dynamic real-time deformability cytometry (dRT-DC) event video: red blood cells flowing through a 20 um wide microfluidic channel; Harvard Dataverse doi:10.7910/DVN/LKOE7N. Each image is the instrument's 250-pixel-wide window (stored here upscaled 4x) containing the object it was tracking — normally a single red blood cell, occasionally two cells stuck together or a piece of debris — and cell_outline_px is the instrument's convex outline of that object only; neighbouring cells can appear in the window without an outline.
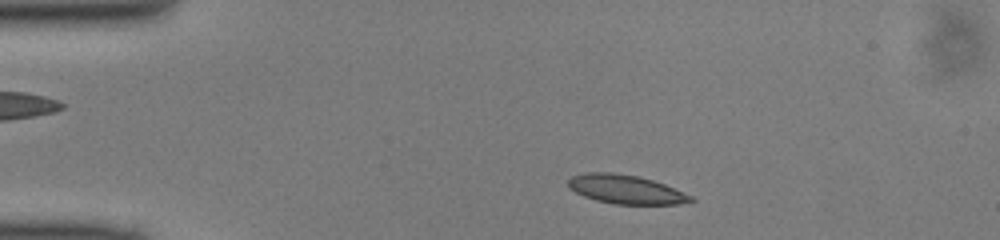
{"species": "common noctule bat (a hibernating species)", "species_latin": "Nyctalus noctula", "temperature_condition": "cold", "stored_images_in_passage": 44, "camera_frame_rate_fps": 3000, "um_per_image_px": 0.085, "animal": {"sex": "male", "body_mass_g": 13.0, "forearm_length_mm": 53.1}, "frame": {"image": 1, "passage_image": 4, "time_ms": 1.0, "image_size_px": [1000, 240], "cell_outline_px": [[696, 200], [680, 204], [616, 204], [596, 200], [584, 196], [568, 188], [568, 180], [572, 176], [584, 172], [612, 172], [640, 176], [664, 184], [692, 196]], "centroid_in_image_um": [53.17, 16.09], "position_along_channel_um": 31.8, "area_um2": 20.63}}
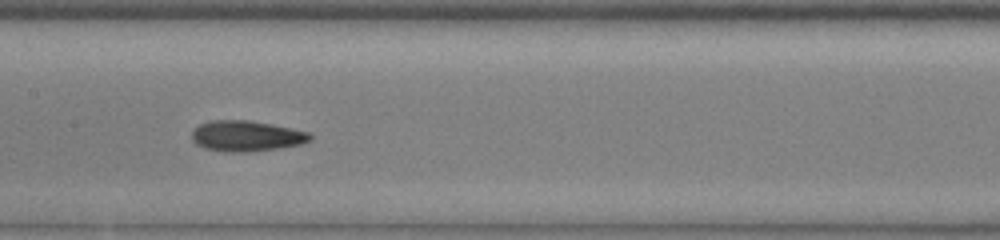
{"frame": {"image": 2, "passage_image": 19, "time_ms": 6.0, "image_size_px": [1000, 240], "cell_outline_px": [[312, 140], [300, 144], [280, 148], [244, 152], [224, 152], [204, 148], [196, 144], [192, 140], [192, 128], [208, 120], [248, 120], [272, 124], [292, 128], [308, 132], [312, 136]], "centroid_in_image_um": [20.91, 11.55], "position_along_channel_um": 186.5, "area_um2": 21.33}}
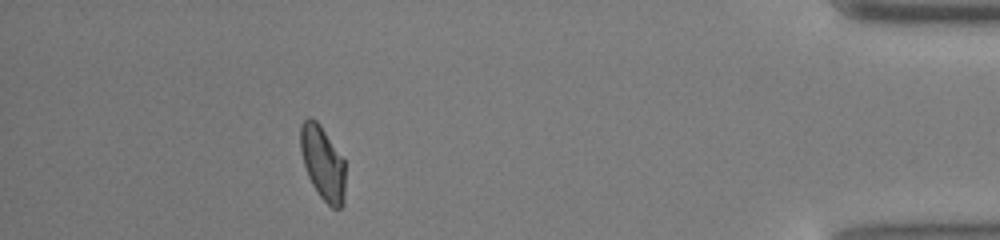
{"frame": {"image": 3, "passage_image": 39, "time_ms": 12.667, "image_size_px": [1000, 240], "cell_outline_px": [[344, 204], [340, 208], [332, 208], [320, 196], [312, 184], [308, 176], [304, 164], [300, 148], [300, 124], [308, 116], [316, 120], [320, 124], [344, 160]], "centroid_in_image_um": [27.42, 13.83], "position_along_channel_um": 407.8, "area_um2": 19.19}}